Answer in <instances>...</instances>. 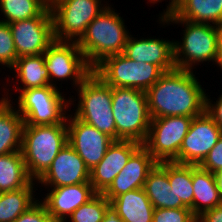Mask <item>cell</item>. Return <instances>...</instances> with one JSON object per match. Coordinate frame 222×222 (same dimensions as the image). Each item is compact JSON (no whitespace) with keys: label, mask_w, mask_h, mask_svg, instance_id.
<instances>
[{"label":"cell","mask_w":222,"mask_h":222,"mask_svg":"<svg viewBox=\"0 0 222 222\" xmlns=\"http://www.w3.org/2000/svg\"><path fill=\"white\" fill-rule=\"evenodd\" d=\"M17 57L43 54L55 41L50 8L38 17L9 23Z\"/></svg>","instance_id":"12"},{"label":"cell","mask_w":222,"mask_h":222,"mask_svg":"<svg viewBox=\"0 0 222 222\" xmlns=\"http://www.w3.org/2000/svg\"><path fill=\"white\" fill-rule=\"evenodd\" d=\"M168 179L176 196V208H190L193 212L192 164L168 161Z\"/></svg>","instance_id":"28"},{"label":"cell","mask_w":222,"mask_h":222,"mask_svg":"<svg viewBox=\"0 0 222 222\" xmlns=\"http://www.w3.org/2000/svg\"><path fill=\"white\" fill-rule=\"evenodd\" d=\"M209 96H205V112L214 120V122L222 130V94L218 97V100L212 103Z\"/></svg>","instance_id":"35"},{"label":"cell","mask_w":222,"mask_h":222,"mask_svg":"<svg viewBox=\"0 0 222 222\" xmlns=\"http://www.w3.org/2000/svg\"><path fill=\"white\" fill-rule=\"evenodd\" d=\"M179 2H181V0H169V5L164 13L170 12Z\"/></svg>","instance_id":"40"},{"label":"cell","mask_w":222,"mask_h":222,"mask_svg":"<svg viewBox=\"0 0 222 222\" xmlns=\"http://www.w3.org/2000/svg\"><path fill=\"white\" fill-rule=\"evenodd\" d=\"M110 204L123 222H153L154 206L144 188L119 195Z\"/></svg>","instance_id":"22"},{"label":"cell","mask_w":222,"mask_h":222,"mask_svg":"<svg viewBox=\"0 0 222 222\" xmlns=\"http://www.w3.org/2000/svg\"><path fill=\"white\" fill-rule=\"evenodd\" d=\"M78 104L74 115L116 140L112 111V87L92 72L76 89Z\"/></svg>","instance_id":"6"},{"label":"cell","mask_w":222,"mask_h":222,"mask_svg":"<svg viewBox=\"0 0 222 222\" xmlns=\"http://www.w3.org/2000/svg\"><path fill=\"white\" fill-rule=\"evenodd\" d=\"M0 8L5 17L0 21L9 24L38 17L47 6L43 0H0Z\"/></svg>","instance_id":"29"},{"label":"cell","mask_w":222,"mask_h":222,"mask_svg":"<svg viewBox=\"0 0 222 222\" xmlns=\"http://www.w3.org/2000/svg\"><path fill=\"white\" fill-rule=\"evenodd\" d=\"M192 183L194 189L193 214L196 217L222 204L215 173L206 171L198 165H192Z\"/></svg>","instance_id":"23"},{"label":"cell","mask_w":222,"mask_h":222,"mask_svg":"<svg viewBox=\"0 0 222 222\" xmlns=\"http://www.w3.org/2000/svg\"><path fill=\"white\" fill-rule=\"evenodd\" d=\"M60 91L51 85L21 90L16 100H18L17 111L22 116L24 125L63 123L67 119L66 111L73 99L66 100Z\"/></svg>","instance_id":"7"},{"label":"cell","mask_w":222,"mask_h":222,"mask_svg":"<svg viewBox=\"0 0 222 222\" xmlns=\"http://www.w3.org/2000/svg\"><path fill=\"white\" fill-rule=\"evenodd\" d=\"M192 117L152 118L148 136L142 144L157 162L173 161L189 131Z\"/></svg>","instance_id":"11"},{"label":"cell","mask_w":222,"mask_h":222,"mask_svg":"<svg viewBox=\"0 0 222 222\" xmlns=\"http://www.w3.org/2000/svg\"><path fill=\"white\" fill-rule=\"evenodd\" d=\"M112 111L116 140H133L141 144L146 141L151 123L146 91L112 88Z\"/></svg>","instance_id":"5"},{"label":"cell","mask_w":222,"mask_h":222,"mask_svg":"<svg viewBox=\"0 0 222 222\" xmlns=\"http://www.w3.org/2000/svg\"><path fill=\"white\" fill-rule=\"evenodd\" d=\"M60 0H48V8L52 7L54 4H56Z\"/></svg>","instance_id":"41"},{"label":"cell","mask_w":222,"mask_h":222,"mask_svg":"<svg viewBox=\"0 0 222 222\" xmlns=\"http://www.w3.org/2000/svg\"><path fill=\"white\" fill-rule=\"evenodd\" d=\"M162 24L184 25L182 42L174 41V63L177 69L193 71L199 62L210 61L216 64L219 46V27L194 23L184 19H159ZM194 64V65H193Z\"/></svg>","instance_id":"4"},{"label":"cell","mask_w":222,"mask_h":222,"mask_svg":"<svg viewBox=\"0 0 222 222\" xmlns=\"http://www.w3.org/2000/svg\"><path fill=\"white\" fill-rule=\"evenodd\" d=\"M193 72L177 68L164 72L146 91L151 119L167 116L193 118L205 111L207 93Z\"/></svg>","instance_id":"1"},{"label":"cell","mask_w":222,"mask_h":222,"mask_svg":"<svg viewBox=\"0 0 222 222\" xmlns=\"http://www.w3.org/2000/svg\"><path fill=\"white\" fill-rule=\"evenodd\" d=\"M46 3V6L48 7V0H43Z\"/></svg>","instance_id":"43"},{"label":"cell","mask_w":222,"mask_h":222,"mask_svg":"<svg viewBox=\"0 0 222 222\" xmlns=\"http://www.w3.org/2000/svg\"><path fill=\"white\" fill-rule=\"evenodd\" d=\"M216 64L222 69V25L219 27V46Z\"/></svg>","instance_id":"38"},{"label":"cell","mask_w":222,"mask_h":222,"mask_svg":"<svg viewBox=\"0 0 222 222\" xmlns=\"http://www.w3.org/2000/svg\"><path fill=\"white\" fill-rule=\"evenodd\" d=\"M142 144L133 140H114L103 159L90 171V184L96 193H103L125 167L130 156Z\"/></svg>","instance_id":"17"},{"label":"cell","mask_w":222,"mask_h":222,"mask_svg":"<svg viewBox=\"0 0 222 222\" xmlns=\"http://www.w3.org/2000/svg\"><path fill=\"white\" fill-rule=\"evenodd\" d=\"M161 19H184L194 23L222 25V0H181Z\"/></svg>","instance_id":"20"},{"label":"cell","mask_w":222,"mask_h":222,"mask_svg":"<svg viewBox=\"0 0 222 222\" xmlns=\"http://www.w3.org/2000/svg\"><path fill=\"white\" fill-rule=\"evenodd\" d=\"M153 222H197L190 208L154 209Z\"/></svg>","instance_id":"32"},{"label":"cell","mask_w":222,"mask_h":222,"mask_svg":"<svg viewBox=\"0 0 222 222\" xmlns=\"http://www.w3.org/2000/svg\"><path fill=\"white\" fill-rule=\"evenodd\" d=\"M157 161L141 145L128 159L125 167L114 178L110 186L102 193L110 202L126 192L144 188L148 173Z\"/></svg>","instance_id":"16"},{"label":"cell","mask_w":222,"mask_h":222,"mask_svg":"<svg viewBox=\"0 0 222 222\" xmlns=\"http://www.w3.org/2000/svg\"><path fill=\"white\" fill-rule=\"evenodd\" d=\"M221 135L222 130L204 111L201 115L193 117L179 154L173 161L199 166L216 145Z\"/></svg>","instance_id":"13"},{"label":"cell","mask_w":222,"mask_h":222,"mask_svg":"<svg viewBox=\"0 0 222 222\" xmlns=\"http://www.w3.org/2000/svg\"><path fill=\"white\" fill-rule=\"evenodd\" d=\"M43 54L50 85L55 88L57 86L53 80L67 81V79H72V85L78 88L93 72L79 49L77 41L55 40Z\"/></svg>","instance_id":"10"},{"label":"cell","mask_w":222,"mask_h":222,"mask_svg":"<svg viewBox=\"0 0 222 222\" xmlns=\"http://www.w3.org/2000/svg\"><path fill=\"white\" fill-rule=\"evenodd\" d=\"M6 90L7 94L0 99V155L21 151L22 148L24 120L17 108L14 110L8 97L9 90Z\"/></svg>","instance_id":"21"},{"label":"cell","mask_w":222,"mask_h":222,"mask_svg":"<svg viewBox=\"0 0 222 222\" xmlns=\"http://www.w3.org/2000/svg\"><path fill=\"white\" fill-rule=\"evenodd\" d=\"M17 74L14 78L20 81L22 86H14L16 91L27 90L30 88H41L49 86V73L45 67L44 54L21 56L11 70Z\"/></svg>","instance_id":"25"},{"label":"cell","mask_w":222,"mask_h":222,"mask_svg":"<svg viewBox=\"0 0 222 222\" xmlns=\"http://www.w3.org/2000/svg\"><path fill=\"white\" fill-rule=\"evenodd\" d=\"M34 182L37 181L32 180L26 187L16 191L0 193V222H14L38 201V198H34Z\"/></svg>","instance_id":"27"},{"label":"cell","mask_w":222,"mask_h":222,"mask_svg":"<svg viewBox=\"0 0 222 222\" xmlns=\"http://www.w3.org/2000/svg\"><path fill=\"white\" fill-rule=\"evenodd\" d=\"M199 166L212 173H216L222 168V135Z\"/></svg>","instance_id":"34"},{"label":"cell","mask_w":222,"mask_h":222,"mask_svg":"<svg viewBox=\"0 0 222 222\" xmlns=\"http://www.w3.org/2000/svg\"><path fill=\"white\" fill-rule=\"evenodd\" d=\"M197 222H222V204L203 212Z\"/></svg>","instance_id":"36"},{"label":"cell","mask_w":222,"mask_h":222,"mask_svg":"<svg viewBox=\"0 0 222 222\" xmlns=\"http://www.w3.org/2000/svg\"><path fill=\"white\" fill-rule=\"evenodd\" d=\"M37 182L43 184L45 188L86 183L90 182V170L83 159L67 143Z\"/></svg>","instance_id":"15"},{"label":"cell","mask_w":222,"mask_h":222,"mask_svg":"<svg viewBox=\"0 0 222 222\" xmlns=\"http://www.w3.org/2000/svg\"><path fill=\"white\" fill-rule=\"evenodd\" d=\"M93 72L112 88L125 87L142 91L152 87L164 73L154 64L131 60L123 53L105 58Z\"/></svg>","instance_id":"8"},{"label":"cell","mask_w":222,"mask_h":222,"mask_svg":"<svg viewBox=\"0 0 222 222\" xmlns=\"http://www.w3.org/2000/svg\"><path fill=\"white\" fill-rule=\"evenodd\" d=\"M162 0H149V2L152 4V3H156V2H161Z\"/></svg>","instance_id":"42"},{"label":"cell","mask_w":222,"mask_h":222,"mask_svg":"<svg viewBox=\"0 0 222 222\" xmlns=\"http://www.w3.org/2000/svg\"><path fill=\"white\" fill-rule=\"evenodd\" d=\"M215 179H216L218 191L222 198V168L215 173Z\"/></svg>","instance_id":"39"},{"label":"cell","mask_w":222,"mask_h":222,"mask_svg":"<svg viewBox=\"0 0 222 222\" xmlns=\"http://www.w3.org/2000/svg\"><path fill=\"white\" fill-rule=\"evenodd\" d=\"M41 200L39 201L38 199L32 207L22 213L14 222H54Z\"/></svg>","instance_id":"33"},{"label":"cell","mask_w":222,"mask_h":222,"mask_svg":"<svg viewBox=\"0 0 222 222\" xmlns=\"http://www.w3.org/2000/svg\"><path fill=\"white\" fill-rule=\"evenodd\" d=\"M173 42L159 38L128 36L123 54L134 61L154 64L163 72L175 69Z\"/></svg>","instance_id":"19"},{"label":"cell","mask_w":222,"mask_h":222,"mask_svg":"<svg viewBox=\"0 0 222 222\" xmlns=\"http://www.w3.org/2000/svg\"><path fill=\"white\" fill-rule=\"evenodd\" d=\"M68 144L83 159L91 171L105 156L114 141L94 126L79 120L75 115H67Z\"/></svg>","instance_id":"14"},{"label":"cell","mask_w":222,"mask_h":222,"mask_svg":"<svg viewBox=\"0 0 222 222\" xmlns=\"http://www.w3.org/2000/svg\"><path fill=\"white\" fill-rule=\"evenodd\" d=\"M168 179V161L157 162L148 173L144 190L154 209L176 208V196Z\"/></svg>","instance_id":"24"},{"label":"cell","mask_w":222,"mask_h":222,"mask_svg":"<svg viewBox=\"0 0 222 222\" xmlns=\"http://www.w3.org/2000/svg\"><path fill=\"white\" fill-rule=\"evenodd\" d=\"M102 222H123V220L119 217L117 211L110 204L105 210V215Z\"/></svg>","instance_id":"37"},{"label":"cell","mask_w":222,"mask_h":222,"mask_svg":"<svg viewBox=\"0 0 222 222\" xmlns=\"http://www.w3.org/2000/svg\"><path fill=\"white\" fill-rule=\"evenodd\" d=\"M110 202L101 193H96L89 201L76 209L68 219L71 222H102Z\"/></svg>","instance_id":"30"},{"label":"cell","mask_w":222,"mask_h":222,"mask_svg":"<svg viewBox=\"0 0 222 222\" xmlns=\"http://www.w3.org/2000/svg\"><path fill=\"white\" fill-rule=\"evenodd\" d=\"M51 189L41 202L54 222H67L76 209L96 194L90 182Z\"/></svg>","instance_id":"18"},{"label":"cell","mask_w":222,"mask_h":222,"mask_svg":"<svg viewBox=\"0 0 222 222\" xmlns=\"http://www.w3.org/2000/svg\"><path fill=\"white\" fill-rule=\"evenodd\" d=\"M67 143L66 120L53 125H24L21 152L29 177L38 181Z\"/></svg>","instance_id":"3"},{"label":"cell","mask_w":222,"mask_h":222,"mask_svg":"<svg viewBox=\"0 0 222 222\" xmlns=\"http://www.w3.org/2000/svg\"><path fill=\"white\" fill-rule=\"evenodd\" d=\"M31 181L21 151L0 155V193L22 189Z\"/></svg>","instance_id":"26"},{"label":"cell","mask_w":222,"mask_h":222,"mask_svg":"<svg viewBox=\"0 0 222 222\" xmlns=\"http://www.w3.org/2000/svg\"><path fill=\"white\" fill-rule=\"evenodd\" d=\"M101 2L102 0H60L50 7L55 40L78 41L90 22L106 8L108 3Z\"/></svg>","instance_id":"9"},{"label":"cell","mask_w":222,"mask_h":222,"mask_svg":"<svg viewBox=\"0 0 222 222\" xmlns=\"http://www.w3.org/2000/svg\"><path fill=\"white\" fill-rule=\"evenodd\" d=\"M17 59L10 26L0 21V65H5L11 70Z\"/></svg>","instance_id":"31"},{"label":"cell","mask_w":222,"mask_h":222,"mask_svg":"<svg viewBox=\"0 0 222 222\" xmlns=\"http://www.w3.org/2000/svg\"><path fill=\"white\" fill-rule=\"evenodd\" d=\"M126 29L124 19L109 4L90 22L77 44L92 69L105 58L124 52L130 35Z\"/></svg>","instance_id":"2"}]
</instances>
